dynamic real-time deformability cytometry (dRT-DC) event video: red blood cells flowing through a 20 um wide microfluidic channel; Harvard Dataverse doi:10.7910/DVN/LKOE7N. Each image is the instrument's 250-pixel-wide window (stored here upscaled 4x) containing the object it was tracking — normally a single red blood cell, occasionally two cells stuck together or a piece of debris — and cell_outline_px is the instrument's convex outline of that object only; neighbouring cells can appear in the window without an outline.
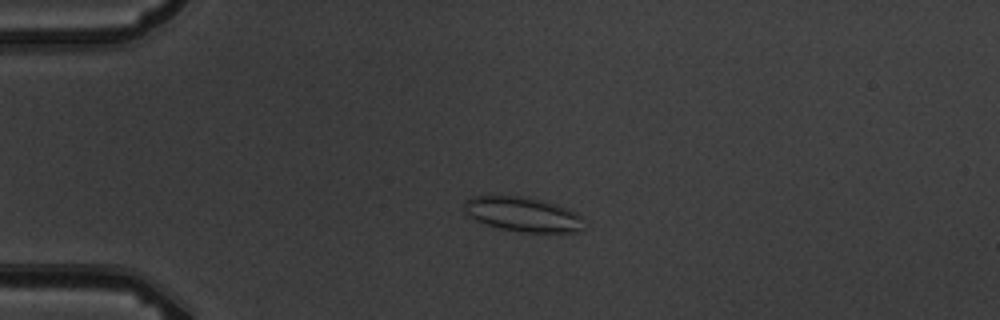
{"species": "common noctule bat (a hibernating species)", "species_latin": "Nyctalus noctula", "temperature_condition": "warm", "stored_images_in_passage": 4, "camera_frame_rate_fps": 3000, "um_per_image_px": 0.085, "animal": {"sex": "male", "body_mass_g": 19.5, "forearm_length_mm": 54.6}, "frame": {"image": 1, "passage_image": 3, "time_ms": 2.333, "image_size_px": [1000, 320], "cell_outline_px": [[580, 232], [524, 232], [500, 228], [484, 224], [476, 220], [464, 212], [464, 200], [472, 196], [532, 196], [576, 212], [580, 216]], "centroid_in_image_um": [44.37, 18.2], "position_along_channel_um": 40.6, "area_um2": 23.99}}